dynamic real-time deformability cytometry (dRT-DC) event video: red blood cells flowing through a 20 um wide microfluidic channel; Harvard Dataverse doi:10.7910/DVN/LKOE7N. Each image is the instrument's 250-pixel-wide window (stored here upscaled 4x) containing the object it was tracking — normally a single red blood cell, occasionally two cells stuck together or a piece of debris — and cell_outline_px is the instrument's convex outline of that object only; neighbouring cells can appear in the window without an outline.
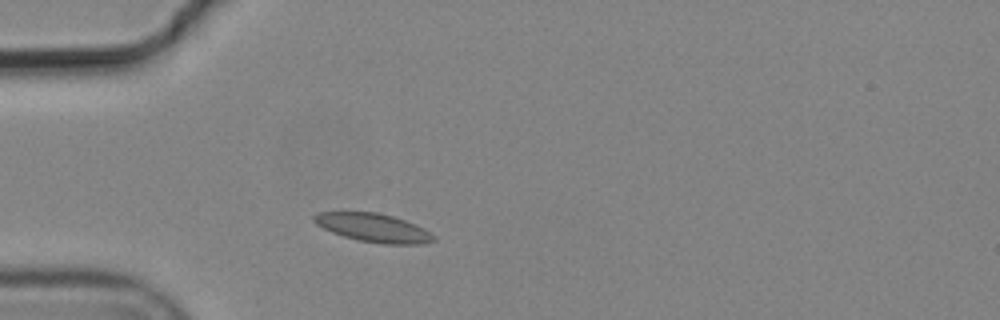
{"species": "common noctule bat (a hibernating species)", "species_latin": "Nyctalus noctula", "temperature_condition": "cold", "stored_images_in_passage": 1, "camera_frame_rate_fps": 3000, "um_per_image_px": 0.085, "animal": {"sex": "male", "body_mass_g": 19.2, "forearm_length_mm": 51.8}, "frame": {"image": 1, "passage_image": 1, "time_ms": 0.0, "image_size_px": [1000, 320], "cell_outline_px": [[436, 240], [420, 244], [384, 244], [360, 240], [344, 236], [332, 232], [316, 224], [312, 220], [312, 216], [316, 212], [376, 212], [392, 216], [416, 224], [424, 228], [436, 236]], "centroid_in_image_um": [31.74, 19.35], "position_along_channel_um": 53.3, "area_um2": 19.83}}